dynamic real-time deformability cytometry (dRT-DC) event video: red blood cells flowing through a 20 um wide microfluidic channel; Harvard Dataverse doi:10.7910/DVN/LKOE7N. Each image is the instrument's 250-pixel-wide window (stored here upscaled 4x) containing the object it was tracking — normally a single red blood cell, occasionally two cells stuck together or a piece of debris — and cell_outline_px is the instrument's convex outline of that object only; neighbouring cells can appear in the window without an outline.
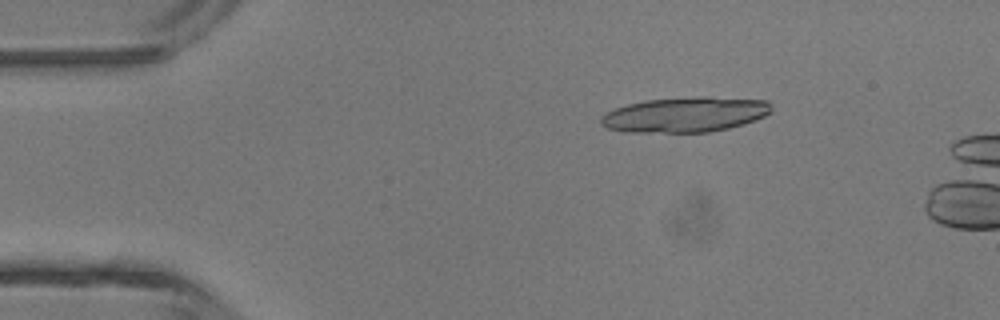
{"species": "common noctule bat (a hibernating species)", "species_latin": "Nyctalus noctula", "temperature_condition": "room temperature", "stored_images_in_passage": 3, "camera_frame_rate_fps": 3000, "um_per_image_px": 0.085, "animal": {"sex": "male", "body_mass_g": 13.3}, "frame": {"image": 1, "passage_image": 2, "time_ms": 0.333, "image_size_px": [1000, 320], "cell_outline_px": [[772, 112], [764, 116], [744, 124], [728, 128], [708, 132], [624, 132], [608, 128], [600, 124], [600, 116], [604, 112], [628, 104], [644, 100], [696, 96], [708, 96], [768, 100], [772, 104]], "centroid_in_image_um": [58.24, 9.73], "position_along_channel_um": 26.8, "area_um2": 35.32}}